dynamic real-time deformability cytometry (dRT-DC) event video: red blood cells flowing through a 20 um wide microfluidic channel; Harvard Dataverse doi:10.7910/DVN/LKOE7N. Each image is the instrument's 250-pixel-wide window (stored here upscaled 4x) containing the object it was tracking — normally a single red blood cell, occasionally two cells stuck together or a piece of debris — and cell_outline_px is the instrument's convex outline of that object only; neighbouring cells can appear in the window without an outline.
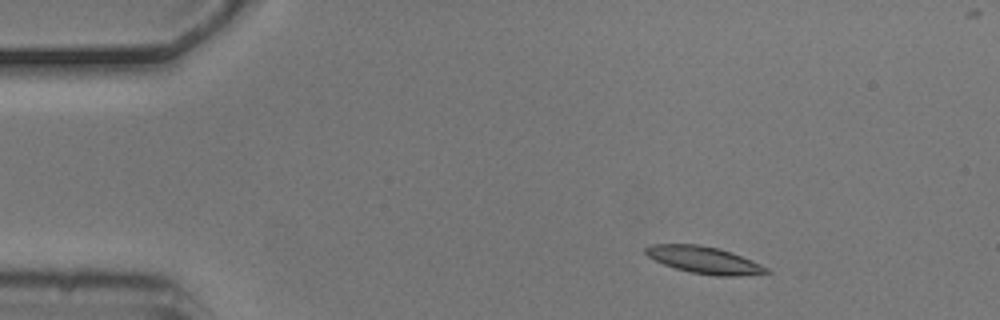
{"species": "common noctule bat (a hibernating species)", "species_latin": "Nyctalus noctula", "temperature_condition": "cold", "stored_images_in_passage": 3, "camera_frame_rate_fps": 3000, "um_per_image_px": 0.085, "animal": {"sex": "male", "body_mass_g": 20.5, "forearm_length_mm": 52.5}, "frame": {"image": 1, "passage_image": 2, "time_ms": 0.333, "image_size_px": [1000, 320], "cell_outline_px": [[772, 272], [740, 276], [716, 276], [692, 272], [676, 268], [664, 264], [648, 256], [644, 252], [644, 248], [652, 244], [696, 244], [716, 248], [752, 260], [768, 268]], "centroid_in_image_um": [59.85, 22.1], "position_along_channel_um": 25.2, "area_um2": 18.67}}